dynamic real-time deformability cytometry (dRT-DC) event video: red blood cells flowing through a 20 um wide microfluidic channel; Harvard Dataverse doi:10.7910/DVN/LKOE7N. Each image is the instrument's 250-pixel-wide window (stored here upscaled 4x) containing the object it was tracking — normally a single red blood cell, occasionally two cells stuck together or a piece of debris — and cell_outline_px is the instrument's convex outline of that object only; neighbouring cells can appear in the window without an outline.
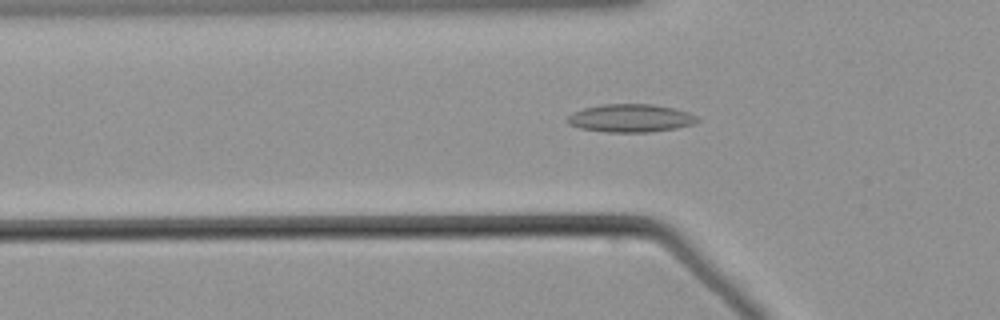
{"species": "common noctule bat (a hibernating species)", "species_latin": "Nyctalus noctula", "temperature_condition": "warm", "stored_images_in_passage": 56, "camera_frame_rate_fps": 3000, "um_per_image_px": 0.085, "animal": {"sex": "male", "body_mass_g": 21.5, "forearm_length_mm": 52.0}, "frame": {"image": 1, "passage_image": 19, "time_ms": 6.0, "image_size_px": [1000, 320], "cell_outline_px": [[700, 120], [692, 124], [676, 128], [648, 132], [608, 132], [580, 128], [568, 124], [568, 116], [572, 112], [584, 108], [600, 104], [652, 104], [676, 108], [688, 112], [696, 116]], "centroid_in_image_um": [53.6, 10.03], "position_along_channel_um": 72.2, "area_um2": 21.21}}
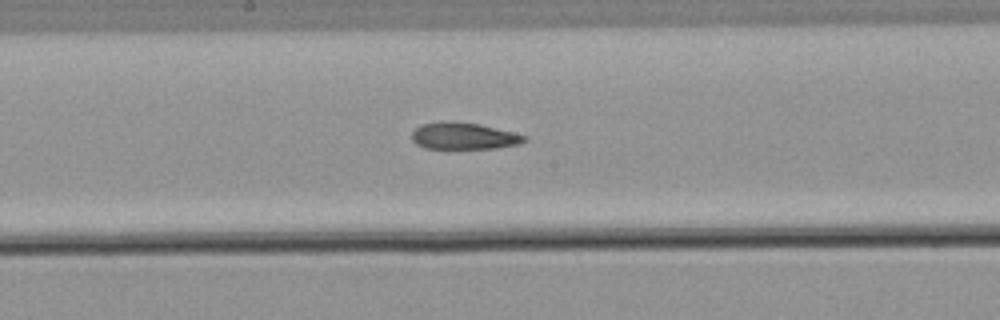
{"frame": {"image": 2, "passage_image": 30, "time_ms": 9.667, "image_size_px": [1000, 320], "cell_outline_px": [[528, 140], [520, 144], [496, 148], [424, 148], [416, 144], [412, 140], [412, 132], [420, 124], [440, 120], [448, 120], [480, 124], [528, 136]], "centroid_in_image_um": [39.4, 11.54], "position_along_channel_um": 208.8, "area_um2": 17.8}}
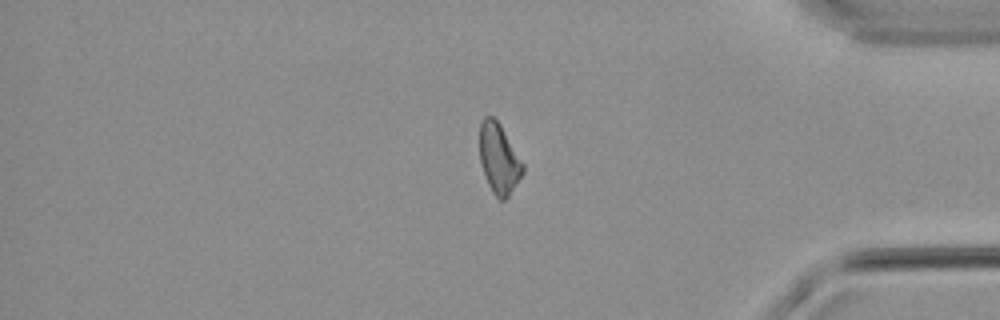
{"frame": {"image": 3, "passage_image": 47, "time_ms": 15.333, "image_size_px": [1000, 320], "cell_outline_px": [[524, 172], [508, 196], [504, 200], [500, 200], [492, 192], [488, 184], [480, 160], [480, 120], [484, 116], [492, 116], [500, 124], [524, 164]], "centroid_in_image_um": [42.41, 13.47], "position_along_channel_um": 392.8, "area_um2": 17.46}}